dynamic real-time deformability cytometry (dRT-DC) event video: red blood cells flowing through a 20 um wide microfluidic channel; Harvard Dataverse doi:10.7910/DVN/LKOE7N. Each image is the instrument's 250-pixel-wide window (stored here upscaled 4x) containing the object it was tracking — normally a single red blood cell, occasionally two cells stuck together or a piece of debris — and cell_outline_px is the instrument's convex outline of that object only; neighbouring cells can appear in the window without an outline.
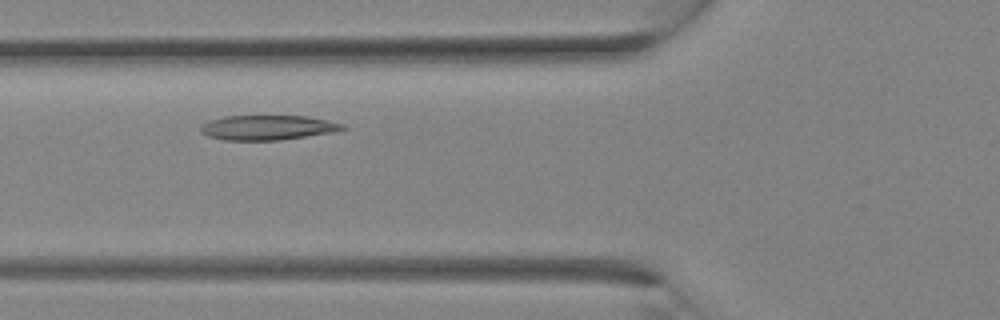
{"species": "Egyptian fruit bat (a non-hibernating species)", "species_latin": "Rousettus aegyptiacus", "temperature_condition": "room temperature", "stored_images_in_passage": 24, "camera_frame_rate_fps": 3000, "um_per_image_px": 0.085, "animal": {"sex": "female"}, "frame": {"image": 1, "passage_image": 6, "time_ms": 1.667, "image_size_px": [1000, 320], "cell_outline_px": [[348, 128], [332, 132], [280, 140], [224, 140], [208, 136], [200, 132], [200, 124], [208, 120], [224, 116], [304, 116], [344, 124]], "centroid_in_image_um": [22.68, 10.84], "position_along_channel_um": 103.1, "area_um2": 20.4}}
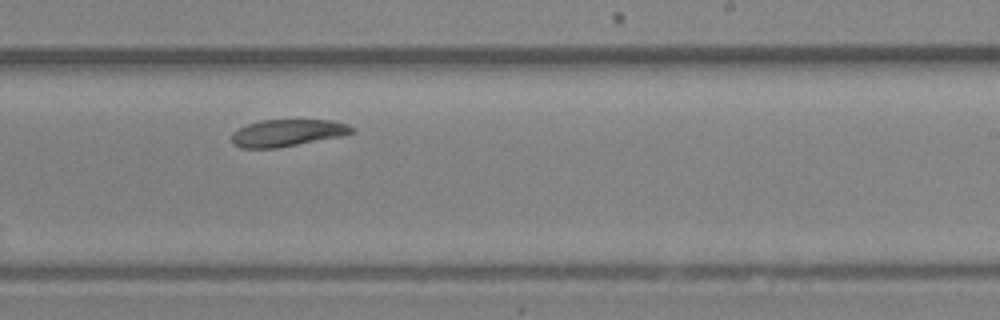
{"frame": {"image": 2, "passage_image": 13, "time_ms": 4.0, "image_size_px": [1000, 320], "cell_outline_px": [[356, 132], [340, 136], [276, 148], [240, 148], [232, 144], [232, 132], [236, 128], [260, 120], [332, 120], [348, 124]], "centroid_in_image_um": [24.38, 11.29], "position_along_channel_um": 264.6, "area_um2": 18.9}}
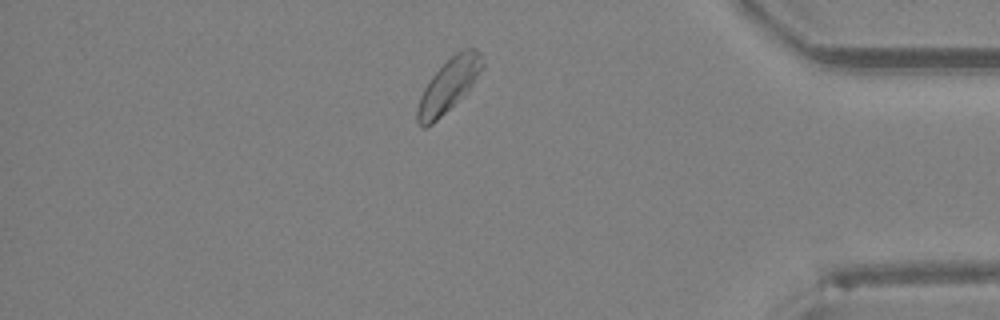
{"frame": {"image": 3, "passage_image": 20, "time_ms": 6.333, "image_size_px": [1000, 320], "cell_outline_px": [[484, 68], [468, 92], [432, 124], [424, 128], [420, 128], [416, 120], [416, 108], [420, 96], [428, 80], [456, 52], [464, 48], [476, 48], [480, 52], [484, 60]], "centroid_in_image_um": [38.15, 7.26], "position_along_channel_um": 397.0, "area_um2": 20.4}}